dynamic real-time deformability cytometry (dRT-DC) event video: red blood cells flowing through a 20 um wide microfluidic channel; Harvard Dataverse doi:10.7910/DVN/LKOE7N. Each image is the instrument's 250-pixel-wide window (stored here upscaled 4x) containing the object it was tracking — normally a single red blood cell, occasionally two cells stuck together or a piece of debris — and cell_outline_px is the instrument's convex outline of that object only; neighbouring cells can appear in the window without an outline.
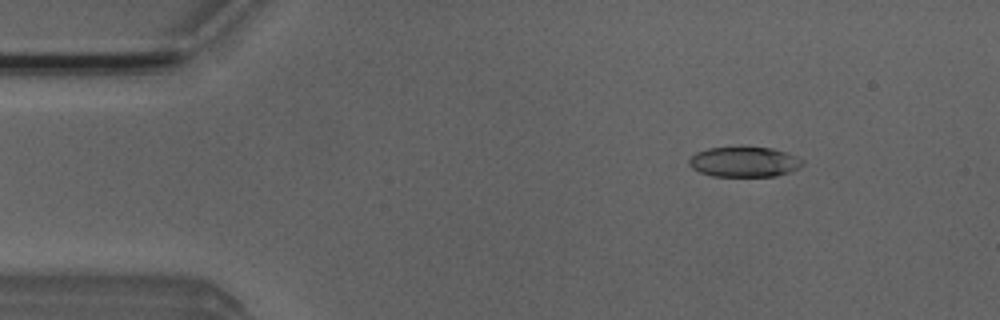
{"species": "Egyptian fruit bat (a non-hibernating species)", "species_latin": "Rousettus aegyptiacus", "temperature_condition": "room temperature", "stored_images_in_passage": 52, "camera_frame_rate_fps": 3000, "um_per_image_px": 0.085, "animal": {"sex": "male"}, "frame": {"image": 1, "passage_image": 7, "time_ms": 2.0, "image_size_px": [1000, 320], "cell_outline_px": [[804, 164], [800, 168], [776, 176], [712, 176], [700, 172], [692, 168], [688, 164], [688, 160], [696, 152], [708, 148], [772, 148], [784, 152], [804, 160]], "centroid_in_image_um": [63.25, 13.77], "position_along_channel_um": 21.8, "area_um2": 19.71}}
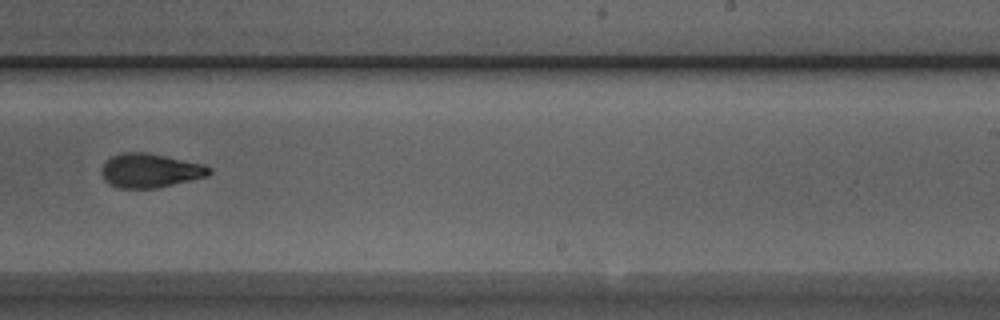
{"frame": {"image": 2, "passage_image": 32, "time_ms": 10.333, "image_size_px": [1000, 320], "cell_outline_px": [[212, 172], [208, 176], [156, 188], [116, 188], [108, 184], [104, 180], [104, 164], [112, 156], [124, 152], [144, 152], [204, 164], [212, 168]], "centroid_in_image_um": [12.79, 14.51], "position_along_channel_um": 276.2, "area_um2": 21.1}}
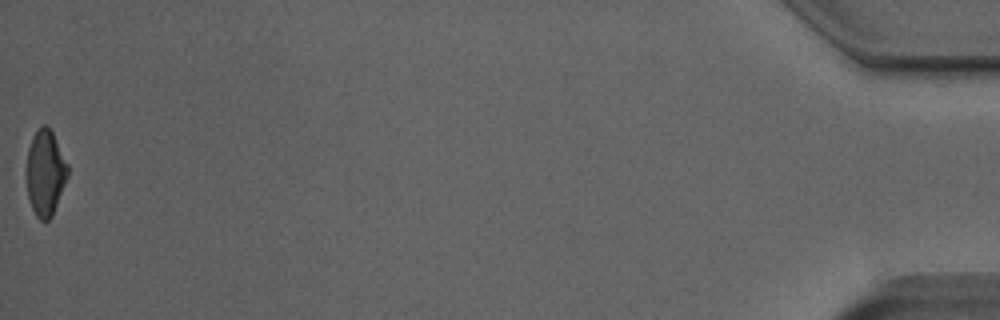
{"frame": {"image": 3, "passage_image": 52, "time_ms": 17.0, "image_size_px": [1000, 320], "cell_outline_px": [[68, 176], [52, 216], [48, 220], [40, 220], [36, 216], [28, 200], [24, 176], [28, 148], [32, 136], [44, 124], [48, 124], [68, 164]], "centroid_in_image_um": [3.81, 14.7], "position_along_channel_um": 431.4, "area_um2": 20.98}, "authors_computed_cell_mechanics": {"area_um2": 21.4149, "velocity_mm_per_s": 3.9378, "shape_relaxation_time_tau1_ms": 4.2964, "shape_relaxation_time_tau2_ms": 1.6055, "deformation_change_tau1": 0.1669, "deformation_change_tau2": 0.0772}}